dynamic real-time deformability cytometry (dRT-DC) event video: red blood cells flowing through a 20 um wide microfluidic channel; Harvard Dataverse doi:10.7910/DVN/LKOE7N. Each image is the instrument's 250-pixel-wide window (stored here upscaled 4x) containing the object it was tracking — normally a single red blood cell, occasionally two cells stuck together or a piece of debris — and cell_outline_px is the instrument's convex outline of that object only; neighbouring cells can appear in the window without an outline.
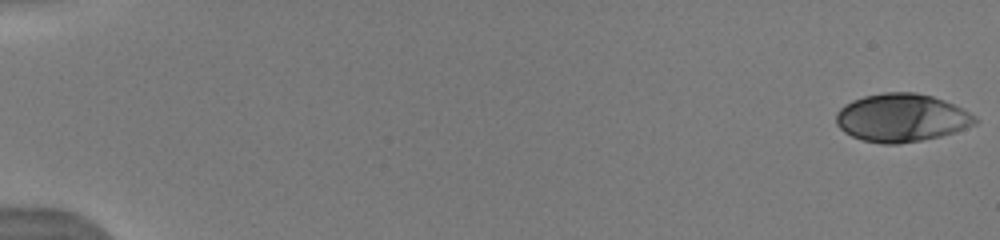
{"species": "human", "species_latin": "Homo sapiens", "temperature_condition": "warm", "stored_images_in_passage": 34, "camera_frame_rate_fps": 3000, "um_per_image_px": 0.085, "donor": {"sex": "male"}, "frame": {"image": 1, "passage_image": 1, "time_ms": 0.0, "image_size_px": [1000, 240], "cell_outline_px": [[980, 120], [976, 124], [956, 132], [940, 136], [920, 140], [896, 144], [884, 144], [864, 140], [852, 136], [844, 132], [836, 124], [836, 112], [844, 104], [852, 100], [864, 96], [884, 92], [916, 92], [932, 96], [944, 100], [976, 116]], "centroid_in_image_um": [76.63, 10.0], "position_along_channel_um": 8.4, "area_um2": 38.96}}
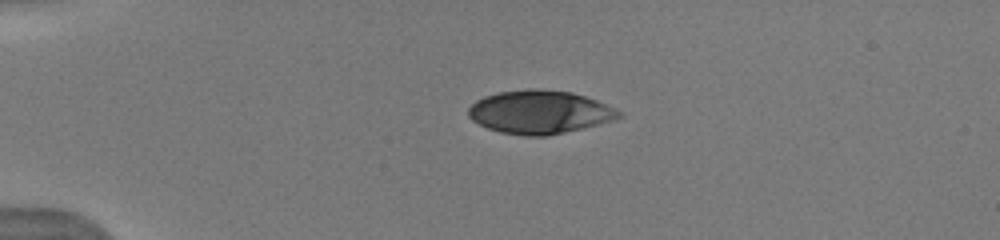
{"frame": {"image": 2, "passage_image": 10, "time_ms": 4.0, "image_size_px": [1000, 240], "cell_outline_px": [[624, 116], [612, 120], [548, 136], [524, 136], [500, 132], [488, 128], [472, 120], [468, 116], [468, 108], [476, 100], [484, 96], [500, 92], [528, 88], [536, 88], [572, 92], [596, 100], [624, 112]], "centroid_in_image_um": [45.86, 9.52], "position_along_channel_um": 39.1, "area_um2": 37.92}}
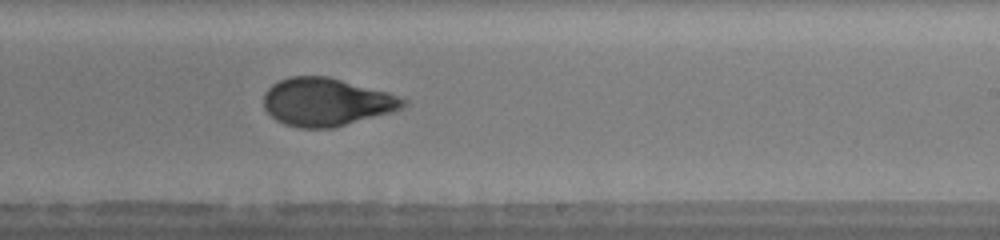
{"frame": {"image": 3, "passage_image": 34, "time_ms": 10.667, "image_size_px": [1000, 240], "cell_outline_px": [[408, 104], [404, 108], [392, 112], [332, 128], [300, 128], [284, 124], [276, 120], [264, 108], [264, 92], [272, 84], [288, 76], [328, 76], [388, 92], [408, 100]], "centroid_in_image_um": [27.75, 8.67], "position_along_channel_um": 261.2, "area_um2": 39.13}}